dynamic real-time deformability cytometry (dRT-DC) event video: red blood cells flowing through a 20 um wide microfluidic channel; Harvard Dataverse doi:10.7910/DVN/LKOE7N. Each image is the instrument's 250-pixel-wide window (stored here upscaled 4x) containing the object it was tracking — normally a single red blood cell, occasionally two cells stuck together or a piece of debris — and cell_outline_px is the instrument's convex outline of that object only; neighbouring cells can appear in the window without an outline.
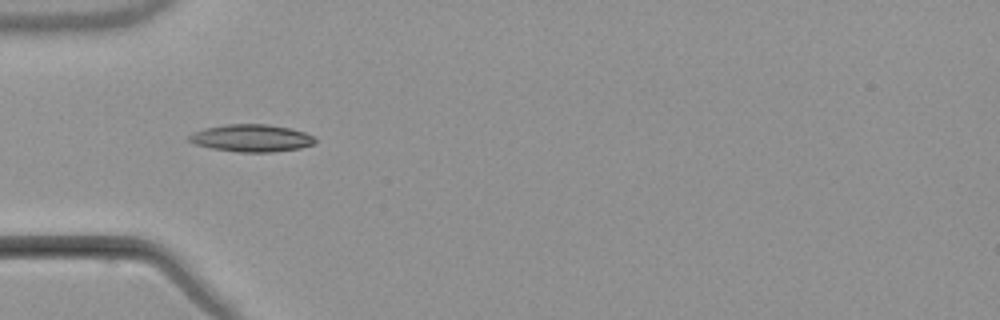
{"species": "common noctule bat (a hibernating species)", "species_latin": "Nyctalus noctula", "temperature_condition": "warm", "stored_images_in_passage": 2, "camera_frame_rate_fps": 3000, "um_per_image_px": 0.085, "animal": {"sex": "male", "body_mass_g": 21.5, "forearm_length_mm": 52.0}, "frame": {"image": 1, "passage_image": 1, "time_ms": 0.0, "image_size_px": [1000, 320], "cell_outline_px": [[316, 140], [312, 144], [300, 148], [272, 152], [240, 152], [212, 148], [196, 144], [188, 140], [188, 136], [204, 128], [228, 124], [268, 124], [292, 128], [304, 132], [312, 136]], "centroid_in_image_um": [21.39, 11.73], "position_along_channel_um": 63.6, "area_um2": 19.88}}
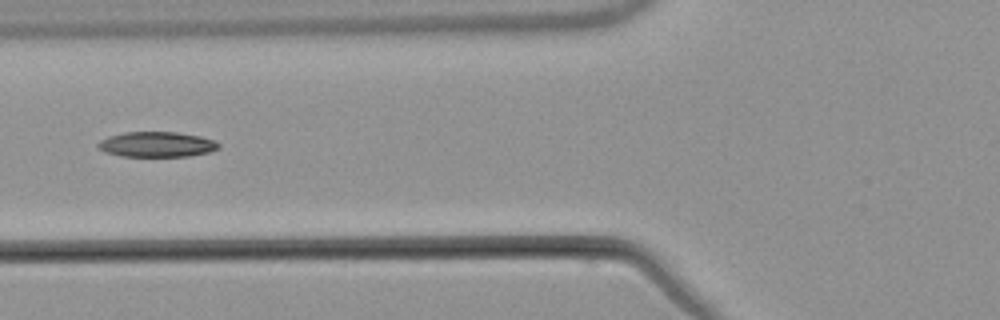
{"frame": {"image": 2, "passage_image": 2, "time_ms": 1.333, "image_size_px": [1000, 320], "cell_outline_px": [[220, 148], [208, 152], [188, 156], [120, 156], [104, 152], [96, 148], [96, 144], [100, 140], [108, 136], [124, 132], [176, 132], [200, 136], [216, 140], [220, 144]], "centroid_in_image_um": [13.3, 12.27], "position_along_channel_um": 112.5, "area_um2": 17.92}}